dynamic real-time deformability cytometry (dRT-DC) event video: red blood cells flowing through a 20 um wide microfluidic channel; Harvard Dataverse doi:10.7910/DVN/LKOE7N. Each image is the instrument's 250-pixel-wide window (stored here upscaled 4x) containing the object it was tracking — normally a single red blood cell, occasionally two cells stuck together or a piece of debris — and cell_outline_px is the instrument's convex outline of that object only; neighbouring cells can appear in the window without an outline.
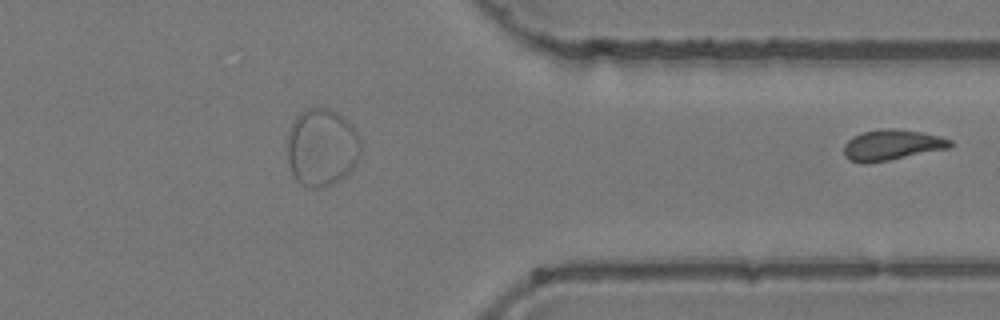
{"species": "common noctule bat (a hibernating species)", "species_latin": "Nyctalus noctula", "temperature_condition": "room temperature", "stored_images_in_passage": 31, "segment_of_instrument_passage": [2, 2], "camera_frame_rate_fps": 3000, "um_per_image_px": 0.085, "animal": {"sex": "female", "body_mass_g": 24.6, "forearm_length_mm": 56.2}, "frame": {"image": 1, "passage_image": 31, "time_ms": 10.0, "image_size_px": [1000, 320], "cell_outline_px": [[952, 148], [888, 160], [864, 164], [848, 160], [844, 156], [844, 144], [852, 136], [864, 132], [888, 128], [896, 128], [924, 132], [940, 136], [952, 140]], "centroid_in_image_um": [75.83, 12.32], "position_along_channel_um": 335.6, "area_um2": 19.19}}